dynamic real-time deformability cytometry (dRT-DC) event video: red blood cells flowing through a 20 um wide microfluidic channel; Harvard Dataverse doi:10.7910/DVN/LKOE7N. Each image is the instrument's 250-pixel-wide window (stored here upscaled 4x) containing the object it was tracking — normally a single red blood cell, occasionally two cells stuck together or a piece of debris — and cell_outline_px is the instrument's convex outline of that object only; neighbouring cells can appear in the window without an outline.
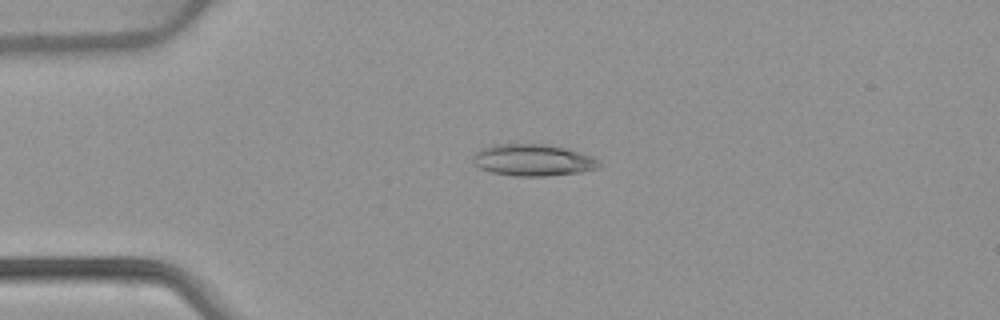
{"species": "common noctule bat (a hibernating species)", "species_latin": "Nyctalus noctula", "temperature_condition": "warm", "stored_images_in_passage": 53, "camera_frame_rate_fps": 3000, "um_per_image_px": 0.085, "animal": {"sex": "female", "body_mass_g": 22.7, "forearm_length_mm": 54.2}, "frame": {"image": 1, "passage_image": 13, "time_ms": 4.0, "image_size_px": [1000, 320], "cell_outline_px": [[604, 164], [600, 168], [580, 172], [548, 176], [512, 176], [492, 172], [480, 168], [472, 160], [472, 156], [480, 148], [496, 144], [544, 144], [564, 148], [592, 156], [600, 160]], "centroid_in_image_um": [45.33, 13.61], "position_along_channel_um": 39.7, "area_um2": 23.47}}
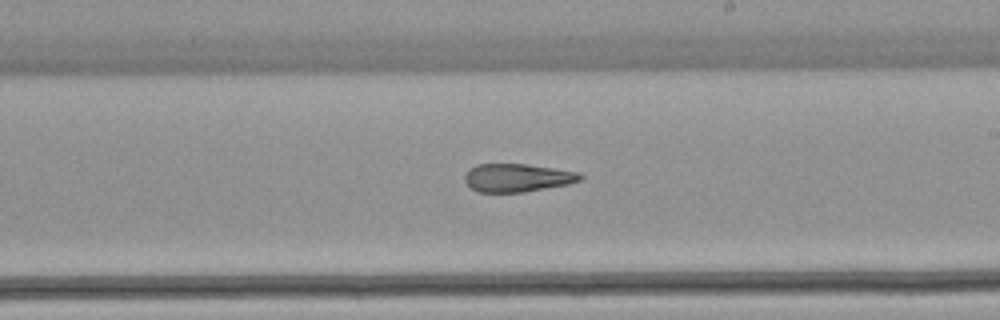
{"frame": {"image": 2, "passage_image": 31, "time_ms": 10.0, "image_size_px": [1000, 320], "cell_outline_px": [[584, 176], [580, 180], [568, 184], [524, 192], [476, 192], [464, 180], [464, 176], [468, 168], [476, 164], [528, 164], [580, 172]], "centroid_in_image_um": [43.96, 15.1], "position_along_channel_um": 245.0, "area_um2": 19.07}}
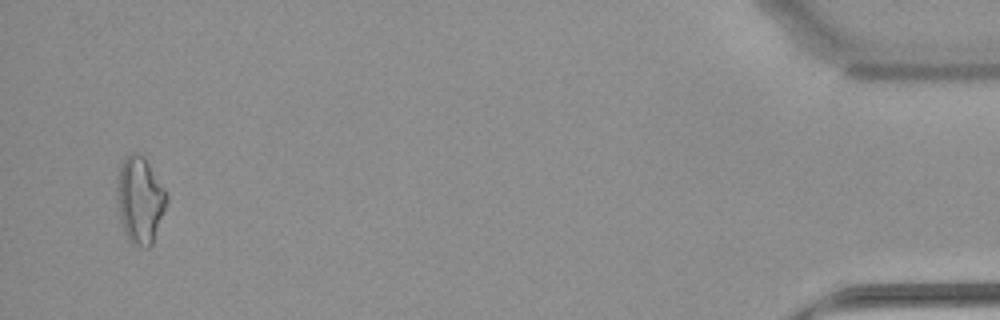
{"frame": {"image": 3, "passage_image": 51, "time_ms": 16.667, "image_size_px": [1000, 320], "cell_outline_px": [[168, 200], [152, 244], [148, 248], [144, 248], [132, 244], [128, 240], [124, 232], [120, 220], [116, 204], [116, 184], [120, 160], [124, 156], [132, 152], [136, 152], [144, 156], [168, 192]], "centroid_in_image_um": [11.87, 16.96], "position_along_channel_um": 423.3, "area_um2": 25.84}, "authors_computed_cell_mechanics": {"area_um2": 21.097, "velocity_mm_per_s": 3.9235, "shape_relaxation_time_tau1_ms": null, "shape_relaxation_time_tau2_ms": 3.6622, "deformation_change_tau1": null, "deformation_change_tau2": 0.1473}}